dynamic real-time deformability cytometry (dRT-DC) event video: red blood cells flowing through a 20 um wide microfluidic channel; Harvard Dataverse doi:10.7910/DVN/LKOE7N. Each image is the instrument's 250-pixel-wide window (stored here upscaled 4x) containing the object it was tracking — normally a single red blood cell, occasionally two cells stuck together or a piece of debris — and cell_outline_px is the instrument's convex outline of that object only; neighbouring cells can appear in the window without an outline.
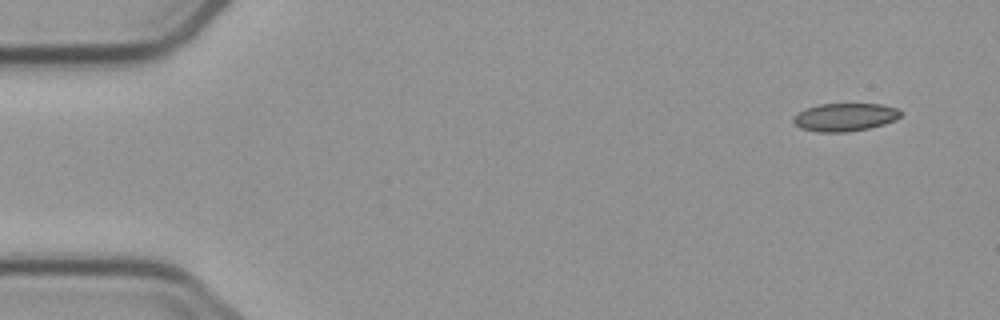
{"species": "common noctule bat (a hibernating species)", "species_latin": "Nyctalus noctula", "temperature_condition": "cold", "stored_images_in_passage": 2, "segment_of_instrument_passage": [2, 2], "camera_frame_rate_fps": 3000, "um_per_image_px": 0.085, "animal": {"sex": "male", "body_mass_g": 23.1, "forearm_length_mm": 52.7}, "frame": {"image": 1, "passage_image": 2, "time_ms": 2.333, "image_size_px": [1000, 320], "cell_outline_px": [[904, 112], [896, 120], [884, 124], [868, 128], [848, 132], [820, 132], [800, 128], [792, 120], [792, 116], [808, 108], [820, 104], [880, 104], [900, 108]], "centroid_in_image_um": [71.87, 9.95], "position_along_channel_um": 13.1, "area_um2": 17.57}}